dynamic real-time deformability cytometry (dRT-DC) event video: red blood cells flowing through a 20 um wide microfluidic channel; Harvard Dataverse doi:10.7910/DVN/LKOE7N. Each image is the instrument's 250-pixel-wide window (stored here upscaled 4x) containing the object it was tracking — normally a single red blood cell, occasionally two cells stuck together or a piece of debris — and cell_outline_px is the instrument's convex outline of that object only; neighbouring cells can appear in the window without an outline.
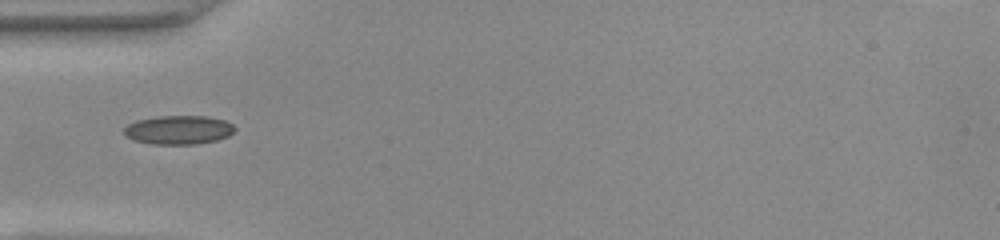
{"species": "common noctule bat (a hibernating species)", "species_latin": "Nyctalus noctula", "temperature_condition": "warm", "stored_images_in_passage": 36, "camera_frame_rate_fps": 3000, "um_per_image_px": 0.085, "animal": {"sex": "female", "body_mass_g": 22.0, "forearm_length_mm": 56.7}, "frame": {"image": 1, "passage_image": 1, "time_ms": 0.0, "image_size_px": [1000, 240], "cell_outline_px": [[236, 128], [228, 136], [216, 140], [196, 144], [152, 144], [132, 140], [124, 136], [124, 128], [128, 124], [136, 120], [160, 116], [204, 116], [224, 120], [232, 124]], "centroid_in_image_um": [15.14, 11.04], "position_along_channel_um": 69.9, "area_um2": 18.61}}
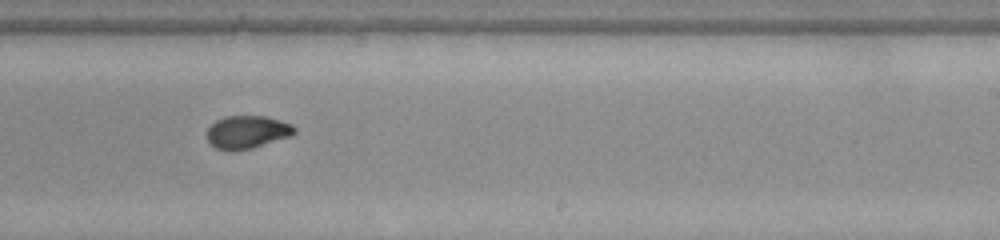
{"frame": {"image": 2, "passage_image": 16, "time_ms": 5.0, "image_size_px": [1000, 240], "cell_outline_px": [[296, 132], [292, 136], [252, 148], [216, 148], [208, 140], [208, 128], [216, 120], [224, 116], [268, 116], [292, 124], [296, 128]], "centroid_in_image_um": [21.08, 11.18], "position_along_channel_um": 267.9, "area_um2": 16.42}}
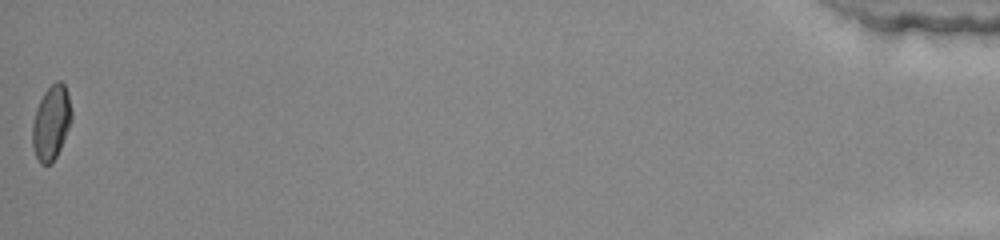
{"frame": {"image": 3, "passage_image": 36, "time_ms": 11.667, "image_size_px": [1000, 240], "cell_outline_px": [[72, 120], [60, 148], [56, 156], [48, 164], [40, 164], [36, 156], [32, 144], [32, 124], [36, 108], [44, 92], [56, 80], [60, 80], [64, 84], [68, 92], [72, 112]], "centroid_in_image_um": [4.36, 10.39], "position_along_channel_um": 430.8, "area_um2": 16.94}, "authors_computed_cell_mechanics": {"area_um2": 16.9354, "velocity_mm_per_s": 3.9681, "shape_relaxation_time_tau1_ms": 5.1087, "shape_relaxation_time_tau2_ms": 1.0388, "deformation_change_tau1": 0.1999, "deformation_change_tau2": 0.0422}}